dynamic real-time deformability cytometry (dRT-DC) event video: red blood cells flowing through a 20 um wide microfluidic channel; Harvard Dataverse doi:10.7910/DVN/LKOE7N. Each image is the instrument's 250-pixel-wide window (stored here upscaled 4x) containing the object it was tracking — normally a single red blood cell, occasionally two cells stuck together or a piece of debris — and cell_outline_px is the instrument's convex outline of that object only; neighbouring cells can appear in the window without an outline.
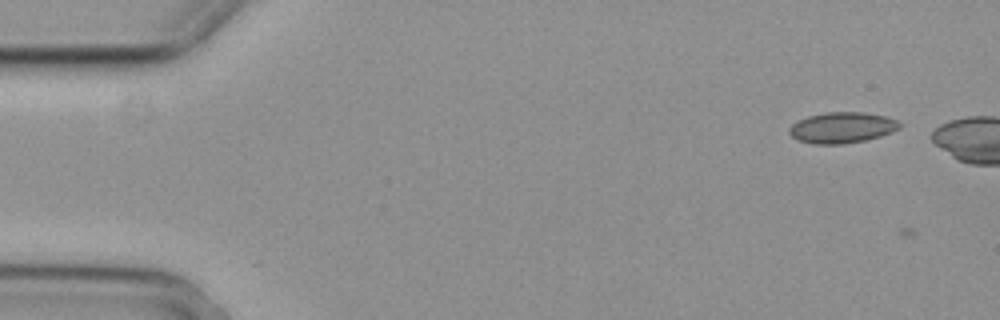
{"species": "common noctule bat (a hibernating species)", "species_latin": "Nyctalus noctula", "temperature_condition": "cold", "stored_images_in_passage": 5, "camera_frame_rate_fps": 3000, "um_per_image_px": 0.085, "animal": {"sex": "female", "body_mass_g": 29.2, "forearm_length_mm": 56.3}, "frame": {"image": 1, "passage_image": 1, "time_ms": 0.0, "image_size_px": [1000, 320], "cell_outline_px": [[904, 124], [900, 128], [892, 132], [880, 136], [864, 140], [844, 144], [812, 144], [796, 140], [788, 132], [788, 128], [792, 124], [808, 116], [828, 112], [864, 112], [884, 116], [896, 120]], "centroid_in_image_um": [71.57, 10.85], "position_along_channel_um": 13.4, "area_um2": 19.94}}